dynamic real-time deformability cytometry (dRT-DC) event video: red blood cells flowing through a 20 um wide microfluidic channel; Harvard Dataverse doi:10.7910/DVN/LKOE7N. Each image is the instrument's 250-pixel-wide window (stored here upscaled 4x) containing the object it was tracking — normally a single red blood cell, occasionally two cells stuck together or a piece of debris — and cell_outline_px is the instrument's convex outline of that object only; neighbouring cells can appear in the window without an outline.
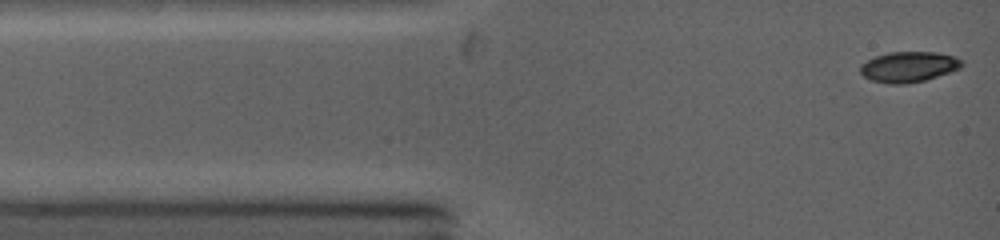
{"species": "common noctule bat (a hibernating species)", "species_latin": "Nyctalus noctula", "temperature_condition": "warm", "stored_images_in_passage": 23, "camera_frame_rate_fps": 5000, "um_per_image_px": 0.085, "animal": {"sex": "female", "body_mass_g": 19.0, "forearm_length_mm": 53.3}, "frame": {"image": 1, "passage_image": 1, "time_ms": 0.0, "image_size_px": [1000, 240], "cell_outline_px": [[960, 68], [924, 80], [904, 84], [892, 84], [872, 80], [864, 76], [860, 72], [860, 68], [868, 60], [876, 56], [888, 52], [936, 52], [952, 56], [960, 60]], "centroid_in_image_um": [77.2, 5.68], "position_along_channel_um": 7.8, "area_um2": 17.51}}
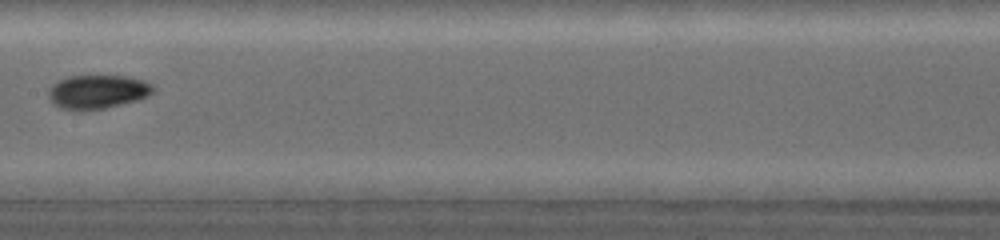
{"frame": {"image": 2, "passage_image": 10, "time_ms": 5.6, "image_size_px": [1000, 240], "cell_outline_px": [[152, 92], [148, 96], [136, 100], [104, 108], [60, 108], [48, 96], [48, 92], [60, 80], [72, 76], [124, 76], [140, 80], [148, 84], [152, 88]], "centroid_in_image_um": [8.3, 7.78], "position_along_channel_um": 199.1, "area_um2": 19.42}}
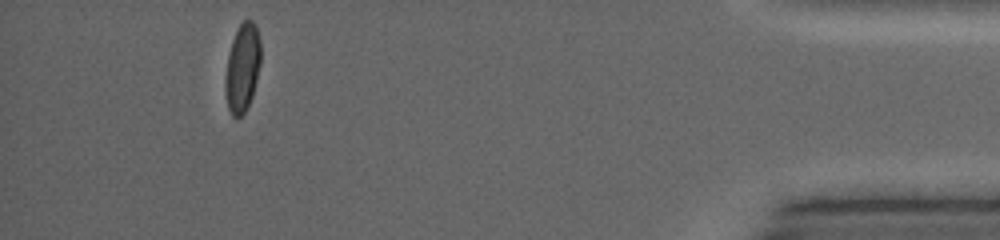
{"frame": {"image": 3, "passage_image": 21, "time_ms": 12.2, "image_size_px": [1000, 240], "cell_outline_px": [[260, 64], [252, 96], [244, 112], [236, 120], [232, 116], [228, 108], [224, 88], [224, 76], [228, 56], [232, 40], [236, 28], [244, 20], [252, 20], [256, 24], [260, 40]], "centroid_in_image_um": [20.58, 5.75], "position_along_channel_um": 414.6, "area_um2": 18.44}, "authors_computed_cell_mechanics": {"area_um2": 19.0162, "velocity_mm_per_s": 4.3825, "shape_relaxation_time_tau1_ms": 5.6562, "shape_relaxation_time_tau2_ms": 3.7682, "deformation_change_tau1": 0.1779, "deformation_change_tau2": 0.0305}}